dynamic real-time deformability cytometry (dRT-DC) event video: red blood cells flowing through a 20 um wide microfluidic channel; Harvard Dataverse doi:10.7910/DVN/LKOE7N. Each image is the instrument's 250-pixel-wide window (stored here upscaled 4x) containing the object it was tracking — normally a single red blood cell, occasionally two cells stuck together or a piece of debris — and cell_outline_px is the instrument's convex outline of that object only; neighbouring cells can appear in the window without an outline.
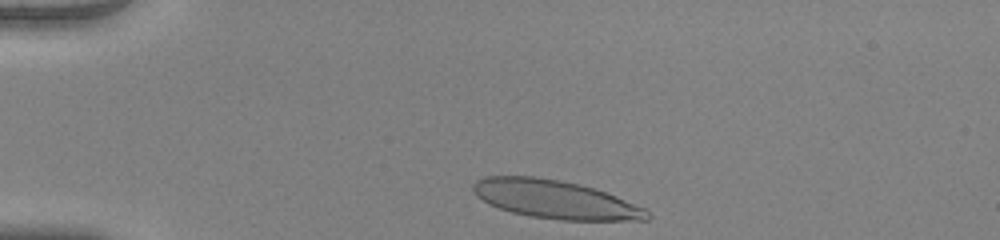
{"species": "human", "species_latin": "Homo sapiens", "temperature_condition": "warm", "stored_images_in_passage": 35, "camera_frame_rate_fps": 3000, "um_per_image_px": 0.085, "donor": {"sex": "female"}, "frame": {"image": 1, "passage_image": 2, "time_ms": 0.333, "image_size_px": [1000, 240], "cell_outline_px": [[652, 216], [648, 220], [560, 220], [528, 216], [512, 212], [488, 204], [476, 196], [472, 192], [472, 184], [476, 180], [484, 176], [532, 176], [560, 180], [592, 188], [616, 196], [644, 208]], "centroid_in_image_um": [47.13, 16.95], "position_along_channel_um": 37.9, "area_um2": 38.78}}
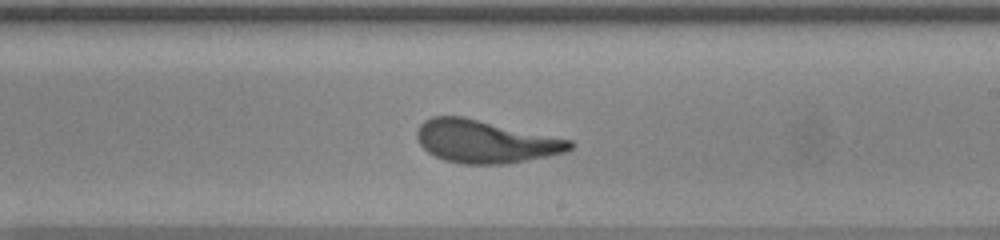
{"frame": {"image": 2, "passage_image": 22, "time_ms": 7.0, "image_size_px": [1000, 240], "cell_outline_px": [[576, 144], [572, 148], [564, 152], [548, 156], [504, 164], [460, 164], [444, 160], [428, 152], [420, 144], [416, 136], [416, 132], [420, 124], [424, 120], [432, 116], [464, 116], [572, 140]], "centroid_in_image_um": [41.24, 12.02], "position_along_channel_um": 247.8, "area_um2": 38.21}}
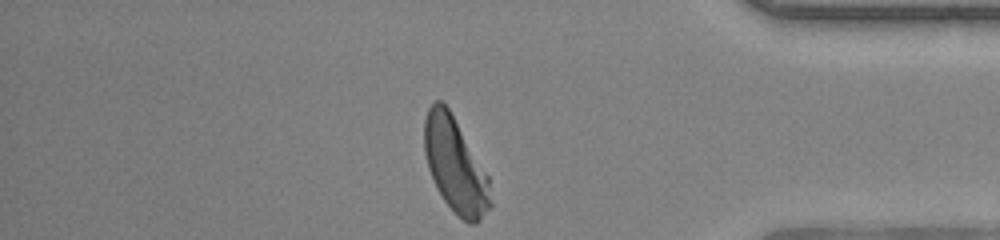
{"frame": {"image": 3, "passage_image": 35, "time_ms": 11.333, "image_size_px": [1000, 240], "cell_outline_px": [[492, 208], [476, 224], [468, 224], [444, 200], [436, 188], [428, 168], [424, 152], [424, 120], [428, 108], [436, 100], [440, 100], [448, 108], [488, 176], [492, 204]], "centroid_in_image_um": [38.69, 14.08], "position_along_channel_um": 396.5, "area_um2": 36.07}, "authors_computed_cell_mechanics": {"area_um2": 38.3792, "velocity_mm_per_s": 3.9297, "shape_relaxation_time_tau1_ms": 3.8518, "shape_relaxation_time_tau2_ms": null, "deformation_change_tau1": 0.2253, "deformation_change_tau2": null}}